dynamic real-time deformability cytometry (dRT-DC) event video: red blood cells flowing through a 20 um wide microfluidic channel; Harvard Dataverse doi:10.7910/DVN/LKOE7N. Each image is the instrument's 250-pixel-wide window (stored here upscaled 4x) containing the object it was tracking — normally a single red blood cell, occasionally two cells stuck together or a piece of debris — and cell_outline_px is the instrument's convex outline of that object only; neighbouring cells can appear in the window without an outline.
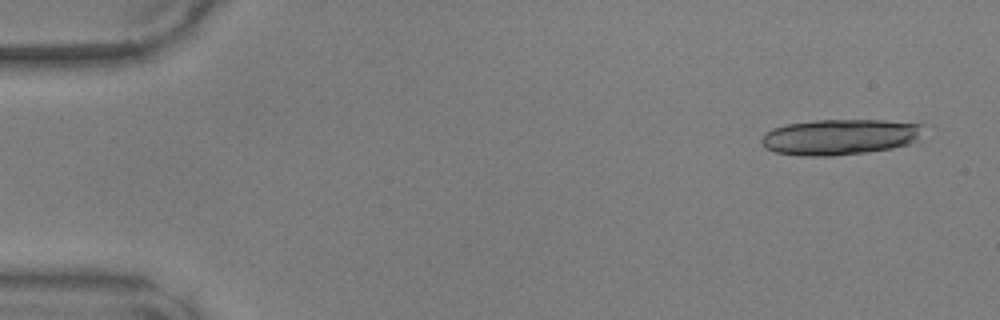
{"species": "common noctule bat (a hibernating species)", "species_latin": "Nyctalus noctula", "temperature_condition": "warm", "stored_images_in_passage": 17, "camera_frame_rate_fps": 3000, "um_per_image_px": 0.085, "animal": {"sex": "male", "body_mass_g": 17.9, "forearm_length_mm": 54.2}, "frame": {"image": 1, "passage_image": 3, "time_ms": 0.667, "image_size_px": [1000, 320], "cell_outline_px": [[924, 124], [916, 140], [908, 144], [892, 148], [868, 152], [832, 156], [800, 156], [776, 152], [764, 148], [760, 140], [772, 128], [784, 124], [816, 120], [884, 120]], "centroid_in_image_um": [71.35, 11.64], "position_along_channel_um": 13.6, "area_um2": 33.76}}